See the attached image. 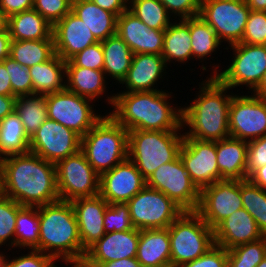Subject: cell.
I'll return each mask as SVG.
<instances>
[{"label":"cell","instance_id":"cell-63","mask_svg":"<svg viewBox=\"0 0 266 267\" xmlns=\"http://www.w3.org/2000/svg\"><path fill=\"white\" fill-rule=\"evenodd\" d=\"M3 195V190H2V164H1V159H0V197Z\"/></svg>","mask_w":266,"mask_h":267},{"label":"cell","instance_id":"cell-28","mask_svg":"<svg viewBox=\"0 0 266 267\" xmlns=\"http://www.w3.org/2000/svg\"><path fill=\"white\" fill-rule=\"evenodd\" d=\"M32 94L48 95L65 89L66 61L56 53L43 63L29 67Z\"/></svg>","mask_w":266,"mask_h":267},{"label":"cell","instance_id":"cell-45","mask_svg":"<svg viewBox=\"0 0 266 267\" xmlns=\"http://www.w3.org/2000/svg\"><path fill=\"white\" fill-rule=\"evenodd\" d=\"M66 67H83L103 71L104 53L101 42L88 46L66 61Z\"/></svg>","mask_w":266,"mask_h":267},{"label":"cell","instance_id":"cell-11","mask_svg":"<svg viewBox=\"0 0 266 267\" xmlns=\"http://www.w3.org/2000/svg\"><path fill=\"white\" fill-rule=\"evenodd\" d=\"M250 11L245 0H201L199 16L230 46L242 41Z\"/></svg>","mask_w":266,"mask_h":267},{"label":"cell","instance_id":"cell-15","mask_svg":"<svg viewBox=\"0 0 266 267\" xmlns=\"http://www.w3.org/2000/svg\"><path fill=\"white\" fill-rule=\"evenodd\" d=\"M29 147L30 152L56 164L80 151L81 136L74 130L47 118L30 138Z\"/></svg>","mask_w":266,"mask_h":267},{"label":"cell","instance_id":"cell-14","mask_svg":"<svg viewBox=\"0 0 266 267\" xmlns=\"http://www.w3.org/2000/svg\"><path fill=\"white\" fill-rule=\"evenodd\" d=\"M238 94L232 97L229 108L230 137L250 142L266 135V99L252 93Z\"/></svg>","mask_w":266,"mask_h":267},{"label":"cell","instance_id":"cell-44","mask_svg":"<svg viewBox=\"0 0 266 267\" xmlns=\"http://www.w3.org/2000/svg\"><path fill=\"white\" fill-rule=\"evenodd\" d=\"M240 43L266 45V12L250 11Z\"/></svg>","mask_w":266,"mask_h":267},{"label":"cell","instance_id":"cell-54","mask_svg":"<svg viewBox=\"0 0 266 267\" xmlns=\"http://www.w3.org/2000/svg\"><path fill=\"white\" fill-rule=\"evenodd\" d=\"M15 96L0 95V121L15 110Z\"/></svg>","mask_w":266,"mask_h":267},{"label":"cell","instance_id":"cell-43","mask_svg":"<svg viewBox=\"0 0 266 267\" xmlns=\"http://www.w3.org/2000/svg\"><path fill=\"white\" fill-rule=\"evenodd\" d=\"M105 233L134 229L126 203L109 204L104 214Z\"/></svg>","mask_w":266,"mask_h":267},{"label":"cell","instance_id":"cell-51","mask_svg":"<svg viewBox=\"0 0 266 267\" xmlns=\"http://www.w3.org/2000/svg\"><path fill=\"white\" fill-rule=\"evenodd\" d=\"M33 4L34 0H0V8L7 18L14 14L33 9Z\"/></svg>","mask_w":266,"mask_h":267},{"label":"cell","instance_id":"cell-34","mask_svg":"<svg viewBox=\"0 0 266 267\" xmlns=\"http://www.w3.org/2000/svg\"><path fill=\"white\" fill-rule=\"evenodd\" d=\"M189 32L191 35L192 59L203 62L207 57H211L212 53L219 51L222 42L212 27L199 15L189 18Z\"/></svg>","mask_w":266,"mask_h":267},{"label":"cell","instance_id":"cell-58","mask_svg":"<svg viewBox=\"0 0 266 267\" xmlns=\"http://www.w3.org/2000/svg\"><path fill=\"white\" fill-rule=\"evenodd\" d=\"M252 11L266 12V0H245Z\"/></svg>","mask_w":266,"mask_h":267},{"label":"cell","instance_id":"cell-40","mask_svg":"<svg viewBox=\"0 0 266 267\" xmlns=\"http://www.w3.org/2000/svg\"><path fill=\"white\" fill-rule=\"evenodd\" d=\"M266 256V236L227 250L228 267H256Z\"/></svg>","mask_w":266,"mask_h":267},{"label":"cell","instance_id":"cell-64","mask_svg":"<svg viewBox=\"0 0 266 267\" xmlns=\"http://www.w3.org/2000/svg\"><path fill=\"white\" fill-rule=\"evenodd\" d=\"M256 267H266V256L262 259V261Z\"/></svg>","mask_w":266,"mask_h":267},{"label":"cell","instance_id":"cell-9","mask_svg":"<svg viewBox=\"0 0 266 267\" xmlns=\"http://www.w3.org/2000/svg\"><path fill=\"white\" fill-rule=\"evenodd\" d=\"M135 229L168 228L184 210L164 193L145 186L126 203Z\"/></svg>","mask_w":266,"mask_h":267},{"label":"cell","instance_id":"cell-59","mask_svg":"<svg viewBox=\"0 0 266 267\" xmlns=\"http://www.w3.org/2000/svg\"><path fill=\"white\" fill-rule=\"evenodd\" d=\"M252 94L261 97L263 99H266V71L264 73V76L259 84V86L252 92Z\"/></svg>","mask_w":266,"mask_h":267},{"label":"cell","instance_id":"cell-24","mask_svg":"<svg viewBox=\"0 0 266 267\" xmlns=\"http://www.w3.org/2000/svg\"><path fill=\"white\" fill-rule=\"evenodd\" d=\"M213 234L214 243L226 250L264 237L254 218L244 208L221 221L213 229Z\"/></svg>","mask_w":266,"mask_h":267},{"label":"cell","instance_id":"cell-21","mask_svg":"<svg viewBox=\"0 0 266 267\" xmlns=\"http://www.w3.org/2000/svg\"><path fill=\"white\" fill-rule=\"evenodd\" d=\"M82 244V261L86 251L104 234V214L108 202L99 194L71 201Z\"/></svg>","mask_w":266,"mask_h":267},{"label":"cell","instance_id":"cell-13","mask_svg":"<svg viewBox=\"0 0 266 267\" xmlns=\"http://www.w3.org/2000/svg\"><path fill=\"white\" fill-rule=\"evenodd\" d=\"M146 185L164 193L184 211H197L201 190L191 180L180 157L157 168L146 179Z\"/></svg>","mask_w":266,"mask_h":267},{"label":"cell","instance_id":"cell-46","mask_svg":"<svg viewBox=\"0 0 266 267\" xmlns=\"http://www.w3.org/2000/svg\"><path fill=\"white\" fill-rule=\"evenodd\" d=\"M33 9L54 25L72 9V0H34Z\"/></svg>","mask_w":266,"mask_h":267},{"label":"cell","instance_id":"cell-2","mask_svg":"<svg viewBox=\"0 0 266 267\" xmlns=\"http://www.w3.org/2000/svg\"><path fill=\"white\" fill-rule=\"evenodd\" d=\"M173 92L166 90L145 92H117L107 96L108 114L128 131H184L182 105L172 106ZM169 99V100H168Z\"/></svg>","mask_w":266,"mask_h":267},{"label":"cell","instance_id":"cell-19","mask_svg":"<svg viewBox=\"0 0 266 267\" xmlns=\"http://www.w3.org/2000/svg\"><path fill=\"white\" fill-rule=\"evenodd\" d=\"M140 237L139 229L105 233L85 253L84 267H96L99 263L136 257Z\"/></svg>","mask_w":266,"mask_h":267},{"label":"cell","instance_id":"cell-6","mask_svg":"<svg viewBox=\"0 0 266 267\" xmlns=\"http://www.w3.org/2000/svg\"><path fill=\"white\" fill-rule=\"evenodd\" d=\"M184 131H128V158L147 179L161 165L179 157Z\"/></svg>","mask_w":266,"mask_h":267},{"label":"cell","instance_id":"cell-18","mask_svg":"<svg viewBox=\"0 0 266 267\" xmlns=\"http://www.w3.org/2000/svg\"><path fill=\"white\" fill-rule=\"evenodd\" d=\"M146 186V179L129 159L100 175L99 195L108 204L127 203Z\"/></svg>","mask_w":266,"mask_h":267},{"label":"cell","instance_id":"cell-20","mask_svg":"<svg viewBox=\"0 0 266 267\" xmlns=\"http://www.w3.org/2000/svg\"><path fill=\"white\" fill-rule=\"evenodd\" d=\"M116 34L133 54H162L164 30L150 29L128 9L117 17Z\"/></svg>","mask_w":266,"mask_h":267},{"label":"cell","instance_id":"cell-52","mask_svg":"<svg viewBox=\"0 0 266 267\" xmlns=\"http://www.w3.org/2000/svg\"><path fill=\"white\" fill-rule=\"evenodd\" d=\"M97 6L110 11L117 17L128 9V0H92Z\"/></svg>","mask_w":266,"mask_h":267},{"label":"cell","instance_id":"cell-31","mask_svg":"<svg viewBox=\"0 0 266 267\" xmlns=\"http://www.w3.org/2000/svg\"><path fill=\"white\" fill-rule=\"evenodd\" d=\"M105 79L104 72L100 70L66 67L65 89L96 102L108 93V81Z\"/></svg>","mask_w":266,"mask_h":267},{"label":"cell","instance_id":"cell-26","mask_svg":"<svg viewBox=\"0 0 266 267\" xmlns=\"http://www.w3.org/2000/svg\"><path fill=\"white\" fill-rule=\"evenodd\" d=\"M136 259L143 267H171L168 228L141 230Z\"/></svg>","mask_w":266,"mask_h":267},{"label":"cell","instance_id":"cell-62","mask_svg":"<svg viewBox=\"0 0 266 267\" xmlns=\"http://www.w3.org/2000/svg\"><path fill=\"white\" fill-rule=\"evenodd\" d=\"M0 251H1V249H0ZM5 261H6V255H5L4 251H1L0 252V267H4Z\"/></svg>","mask_w":266,"mask_h":267},{"label":"cell","instance_id":"cell-42","mask_svg":"<svg viewBox=\"0 0 266 267\" xmlns=\"http://www.w3.org/2000/svg\"><path fill=\"white\" fill-rule=\"evenodd\" d=\"M4 64L12 85V96L18 97L32 94V79L29 73V67L21 65L11 57L5 58Z\"/></svg>","mask_w":266,"mask_h":267},{"label":"cell","instance_id":"cell-33","mask_svg":"<svg viewBox=\"0 0 266 267\" xmlns=\"http://www.w3.org/2000/svg\"><path fill=\"white\" fill-rule=\"evenodd\" d=\"M29 143L30 138L15 111L0 121V159L8 155L28 153Z\"/></svg>","mask_w":266,"mask_h":267},{"label":"cell","instance_id":"cell-1","mask_svg":"<svg viewBox=\"0 0 266 267\" xmlns=\"http://www.w3.org/2000/svg\"><path fill=\"white\" fill-rule=\"evenodd\" d=\"M1 164L4 196L29 207L60 200L54 163L29 151L5 156Z\"/></svg>","mask_w":266,"mask_h":267},{"label":"cell","instance_id":"cell-23","mask_svg":"<svg viewBox=\"0 0 266 267\" xmlns=\"http://www.w3.org/2000/svg\"><path fill=\"white\" fill-rule=\"evenodd\" d=\"M169 69L161 55L156 54H133L131 66L125 78L119 84L122 88L121 92H145L157 91L158 83ZM158 82V83H157ZM125 85V86H123ZM157 85V86H156Z\"/></svg>","mask_w":266,"mask_h":267},{"label":"cell","instance_id":"cell-8","mask_svg":"<svg viewBox=\"0 0 266 267\" xmlns=\"http://www.w3.org/2000/svg\"><path fill=\"white\" fill-rule=\"evenodd\" d=\"M223 49L233 50L234 56L231 55L233 58L229 60L231 62L224 70L219 68V64L213 63L212 66L210 63L213 71L211 70L209 76L216 77L231 90L246 86V90H250L248 93H252L259 86L266 71V45L236 43Z\"/></svg>","mask_w":266,"mask_h":267},{"label":"cell","instance_id":"cell-16","mask_svg":"<svg viewBox=\"0 0 266 267\" xmlns=\"http://www.w3.org/2000/svg\"><path fill=\"white\" fill-rule=\"evenodd\" d=\"M243 208L240 180L222 179L205 186L200 192L197 213L214 229L234 211Z\"/></svg>","mask_w":266,"mask_h":267},{"label":"cell","instance_id":"cell-53","mask_svg":"<svg viewBox=\"0 0 266 267\" xmlns=\"http://www.w3.org/2000/svg\"><path fill=\"white\" fill-rule=\"evenodd\" d=\"M0 95L12 96L10 76L2 62H0Z\"/></svg>","mask_w":266,"mask_h":267},{"label":"cell","instance_id":"cell-7","mask_svg":"<svg viewBox=\"0 0 266 267\" xmlns=\"http://www.w3.org/2000/svg\"><path fill=\"white\" fill-rule=\"evenodd\" d=\"M168 231L171 267H180L199 258L215 244L213 229L196 211H184L170 224Z\"/></svg>","mask_w":266,"mask_h":267},{"label":"cell","instance_id":"cell-12","mask_svg":"<svg viewBox=\"0 0 266 267\" xmlns=\"http://www.w3.org/2000/svg\"><path fill=\"white\" fill-rule=\"evenodd\" d=\"M55 167L60 200L71 202L99 194L100 175L81 151L58 161Z\"/></svg>","mask_w":266,"mask_h":267},{"label":"cell","instance_id":"cell-17","mask_svg":"<svg viewBox=\"0 0 266 267\" xmlns=\"http://www.w3.org/2000/svg\"><path fill=\"white\" fill-rule=\"evenodd\" d=\"M179 157L191 180L200 190L220 180L216 161V141L184 137Z\"/></svg>","mask_w":266,"mask_h":267},{"label":"cell","instance_id":"cell-48","mask_svg":"<svg viewBox=\"0 0 266 267\" xmlns=\"http://www.w3.org/2000/svg\"><path fill=\"white\" fill-rule=\"evenodd\" d=\"M180 267H228L227 250L214 244L204 255Z\"/></svg>","mask_w":266,"mask_h":267},{"label":"cell","instance_id":"cell-39","mask_svg":"<svg viewBox=\"0 0 266 267\" xmlns=\"http://www.w3.org/2000/svg\"><path fill=\"white\" fill-rule=\"evenodd\" d=\"M243 208L254 218L259 230L266 236V189L254 185L248 179L240 180Z\"/></svg>","mask_w":266,"mask_h":267},{"label":"cell","instance_id":"cell-35","mask_svg":"<svg viewBox=\"0 0 266 267\" xmlns=\"http://www.w3.org/2000/svg\"><path fill=\"white\" fill-rule=\"evenodd\" d=\"M21 119L25 133L29 138L47 119L46 96L31 94L18 96L15 99V110Z\"/></svg>","mask_w":266,"mask_h":267},{"label":"cell","instance_id":"cell-37","mask_svg":"<svg viewBox=\"0 0 266 267\" xmlns=\"http://www.w3.org/2000/svg\"><path fill=\"white\" fill-rule=\"evenodd\" d=\"M55 54L54 40H11L10 57L28 67L48 61Z\"/></svg>","mask_w":266,"mask_h":267},{"label":"cell","instance_id":"cell-36","mask_svg":"<svg viewBox=\"0 0 266 267\" xmlns=\"http://www.w3.org/2000/svg\"><path fill=\"white\" fill-rule=\"evenodd\" d=\"M16 230L14 234V250H39V206H23L16 217Z\"/></svg>","mask_w":266,"mask_h":267},{"label":"cell","instance_id":"cell-49","mask_svg":"<svg viewBox=\"0 0 266 267\" xmlns=\"http://www.w3.org/2000/svg\"><path fill=\"white\" fill-rule=\"evenodd\" d=\"M160 2L175 20L195 17L200 13L201 0H160Z\"/></svg>","mask_w":266,"mask_h":267},{"label":"cell","instance_id":"cell-38","mask_svg":"<svg viewBox=\"0 0 266 267\" xmlns=\"http://www.w3.org/2000/svg\"><path fill=\"white\" fill-rule=\"evenodd\" d=\"M128 10L150 29L165 30L175 20L160 0H128Z\"/></svg>","mask_w":266,"mask_h":267},{"label":"cell","instance_id":"cell-55","mask_svg":"<svg viewBox=\"0 0 266 267\" xmlns=\"http://www.w3.org/2000/svg\"><path fill=\"white\" fill-rule=\"evenodd\" d=\"M96 267H143L136 257L99 263Z\"/></svg>","mask_w":266,"mask_h":267},{"label":"cell","instance_id":"cell-22","mask_svg":"<svg viewBox=\"0 0 266 267\" xmlns=\"http://www.w3.org/2000/svg\"><path fill=\"white\" fill-rule=\"evenodd\" d=\"M52 36L55 53L64 61H69L77 53L98 42L86 24L72 11L53 25Z\"/></svg>","mask_w":266,"mask_h":267},{"label":"cell","instance_id":"cell-29","mask_svg":"<svg viewBox=\"0 0 266 267\" xmlns=\"http://www.w3.org/2000/svg\"><path fill=\"white\" fill-rule=\"evenodd\" d=\"M7 29L11 40H53V25L35 9L10 16Z\"/></svg>","mask_w":266,"mask_h":267},{"label":"cell","instance_id":"cell-27","mask_svg":"<svg viewBox=\"0 0 266 267\" xmlns=\"http://www.w3.org/2000/svg\"><path fill=\"white\" fill-rule=\"evenodd\" d=\"M71 11L86 24L98 42L116 34L117 16L92 0H72Z\"/></svg>","mask_w":266,"mask_h":267},{"label":"cell","instance_id":"cell-3","mask_svg":"<svg viewBox=\"0 0 266 267\" xmlns=\"http://www.w3.org/2000/svg\"><path fill=\"white\" fill-rule=\"evenodd\" d=\"M199 88L192 103L182 106L184 137L202 141H220L230 137L229 108L235 93L216 77L209 76L199 82Z\"/></svg>","mask_w":266,"mask_h":267},{"label":"cell","instance_id":"cell-50","mask_svg":"<svg viewBox=\"0 0 266 267\" xmlns=\"http://www.w3.org/2000/svg\"><path fill=\"white\" fill-rule=\"evenodd\" d=\"M264 165H266V135L248 142L247 178Z\"/></svg>","mask_w":266,"mask_h":267},{"label":"cell","instance_id":"cell-47","mask_svg":"<svg viewBox=\"0 0 266 267\" xmlns=\"http://www.w3.org/2000/svg\"><path fill=\"white\" fill-rule=\"evenodd\" d=\"M27 254H21V256H14L9 259L10 256L6 253V261L4 267H54L57 262L47 254L36 250L27 249Z\"/></svg>","mask_w":266,"mask_h":267},{"label":"cell","instance_id":"cell-56","mask_svg":"<svg viewBox=\"0 0 266 267\" xmlns=\"http://www.w3.org/2000/svg\"><path fill=\"white\" fill-rule=\"evenodd\" d=\"M11 37L9 30L0 33V62L10 57Z\"/></svg>","mask_w":266,"mask_h":267},{"label":"cell","instance_id":"cell-30","mask_svg":"<svg viewBox=\"0 0 266 267\" xmlns=\"http://www.w3.org/2000/svg\"><path fill=\"white\" fill-rule=\"evenodd\" d=\"M162 58L167 66L171 63L186 64L192 60L189 18L175 20L165 30Z\"/></svg>","mask_w":266,"mask_h":267},{"label":"cell","instance_id":"cell-60","mask_svg":"<svg viewBox=\"0 0 266 267\" xmlns=\"http://www.w3.org/2000/svg\"><path fill=\"white\" fill-rule=\"evenodd\" d=\"M8 18L0 8V33L7 30Z\"/></svg>","mask_w":266,"mask_h":267},{"label":"cell","instance_id":"cell-25","mask_svg":"<svg viewBox=\"0 0 266 267\" xmlns=\"http://www.w3.org/2000/svg\"><path fill=\"white\" fill-rule=\"evenodd\" d=\"M247 149L248 142L233 137L216 141L220 180L247 179Z\"/></svg>","mask_w":266,"mask_h":267},{"label":"cell","instance_id":"cell-5","mask_svg":"<svg viewBox=\"0 0 266 267\" xmlns=\"http://www.w3.org/2000/svg\"><path fill=\"white\" fill-rule=\"evenodd\" d=\"M81 137L80 151L101 175L128 158V130L107 112Z\"/></svg>","mask_w":266,"mask_h":267},{"label":"cell","instance_id":"cell-10","mask_svg":"<svg viewBox=\"0 0 266 267\" xmlns=\"http://www.w3.org/2000/svg\"><path fill=\"white\" fill-rule=\"evenodd\" d=\"M45 96L47 118L74 130L81 137L105 116L94 109L96 102L66 89Z\"/></svg>","mask_w":266,"mask_h":267},{"label":"cell","instance_id":"cell-57","mask_svg":"<svg viewBox=\"0 0 266 267\" xmlns=\"http://www.w3.org/2000/svg\"><path fill=\"white\" fill-rule=\"evenodd\" d=\"M247 179L254 185L266 189V165L256 169Z\"/></svg>","mask_w":266,"mask_h":267},{"label":"cell","instance_id":"cell-32","mask_svg":"<svg viewBox=\"0 0 266 267\" xmlns=\"http://www.w3.org/2000/svg\"><path fill=\"white\" fill-rule=\"evenodd\" d=\"M101 44L104 53L103 72L106 80L111 78L113 82L119 84L129 71L133 52L117 34L105 39Z\"/></svg>","mask_w":266,"mask_h":267},{"label":"cell","instance_id":"cell-61","mask_svg":"<svg viewBox=\"0 0 266 267\" xmlns=\"http://www.w3.org/2000/svg\"><path fill=\"white\" fill-rule=\"evenodd\" d=\"M66 266L69 267V265H71L70 267H84L82 262H71V263H63ZM57 264L54 265V267H60V266H56Z\"/></svg>","mask_w":266,"mask_h":267},{"label":"cell","instance_id":"cell-41","mask_svg":"<svg viewBox=\"0 0 266 267\" xmlns=\"http://www.w3.org/2000/svg\"><path fill=\"white\" fill-rule=\"evenodd\" d=\"M13 199L2 195L0 197V247H8L7 251L14 249V234L16 230L17 212L22 208ZM8 242V243H7ZM8 244V245H7ZM12 248V249H11Z\"/></svg>","mask_w":266,"mask_h":267},{"label":"cell","instance_id":"cell-4","mask_svg":"<svg viewBox=\"0 0 266 267\" xmlns=\"http://www.w3.org/2000/svg\"><path fill=\"white\" fill-rule=\"evenodd\" d=\"M39 225V251L57 262H82V244L71 202L58 200L39 206Z\"/></svg>","mask_w":266,"mask_h":267}]
</instances>
